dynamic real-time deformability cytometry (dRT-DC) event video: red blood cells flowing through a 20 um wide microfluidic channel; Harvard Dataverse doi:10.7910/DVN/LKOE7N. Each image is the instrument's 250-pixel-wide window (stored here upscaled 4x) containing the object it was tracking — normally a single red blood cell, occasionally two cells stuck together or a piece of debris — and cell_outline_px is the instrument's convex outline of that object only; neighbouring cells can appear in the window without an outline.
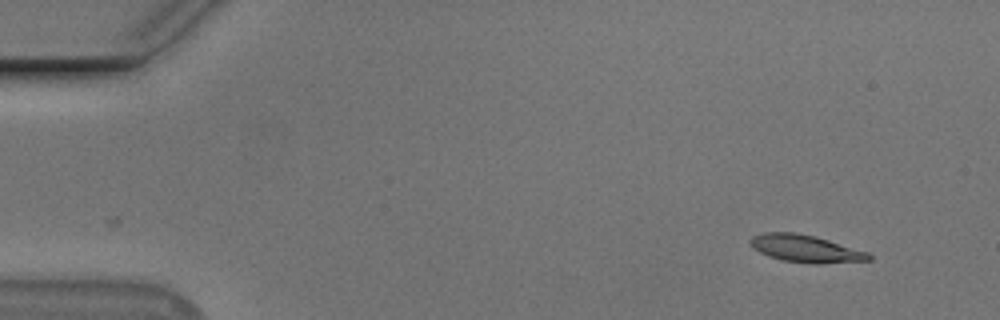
{"species": "Egyptian fruit bat (a non-hibernating species)", "species_latin": "Rousettus aegyptiacus", "temperature_condition": "cold", "stored_images_in_passage": 51, "camera_frame_rate_fps": 3000, "um_per_image_px": 0.085, "animal": {"sex": "male"}, "frame": {"image": 1, "passage_image": 1, "time_ms": 0.0, "image_size_px": [1000, 320], "cell_outline_px": [[872, 260], [820, 264], [812, 264], [780, 260], [768, 256], [752, 248], [748, 240], [752, 236], [764, 232], [792, 232], [816, 236], [868, 252], [872, 256]], "centroid_in_image_um": [68.46, 21.14], "position_along_channel_um": 16.5, "area_um2": 19.13}}
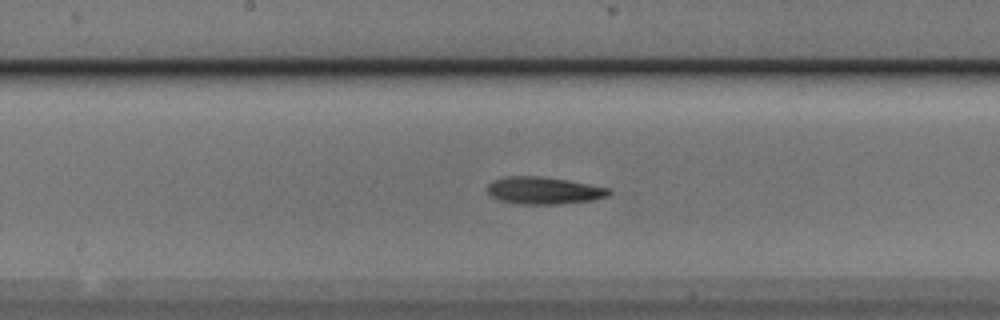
{"frame": {"image": 2, "passage_image": 25, "time_ms": 8.0, "image_size_px": [1000, 320], "cell_outline_px": [[612, 192], [608, 196], [592, 200], [560, 204], [516, 204], [500, 200], [488, 196], [488, 184], [492, 180], [508, 176], [544, 176], [568, 180], [612, 188]], "centroid_in_image_um": [46.23, 16.19], "position_along_channel_um": 202.0, "area_um2": 19.59}}
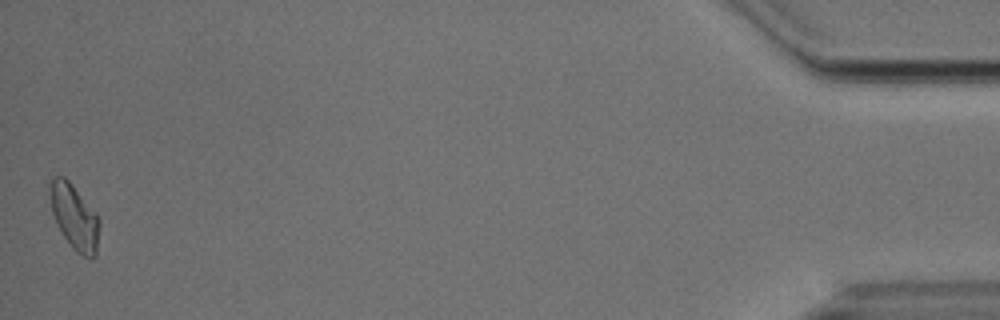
{"frame": {"image": 3, "passage_image": 51, "time_ms": 16.667, "image_size_px": [1000, 320], "cell_outline_px": [[100, 224], [96, 256], [92, 260], [76, 252], [72, 248], [56, 224], [52, 212], [48, 184], [56, 176], [64, 176], [72, 184], [96, 212], [100, 220]], "centroid_in_image_um": [6.34, 18.45], "position_along_channel_um": 428.9, "area_um2": 18.96}, "authors_computed_cell_mechanics": {"area_um2": 18.8428, "velocity_mm_per_s": 3.6984, "shape_relaxation_time_tau1_ms": 5.3885, "shape_relaxation_time_tau2_ms": 5.146, "deformation_change_tau1": 0.1339, "deformation_change_tau2": 0.1265}}